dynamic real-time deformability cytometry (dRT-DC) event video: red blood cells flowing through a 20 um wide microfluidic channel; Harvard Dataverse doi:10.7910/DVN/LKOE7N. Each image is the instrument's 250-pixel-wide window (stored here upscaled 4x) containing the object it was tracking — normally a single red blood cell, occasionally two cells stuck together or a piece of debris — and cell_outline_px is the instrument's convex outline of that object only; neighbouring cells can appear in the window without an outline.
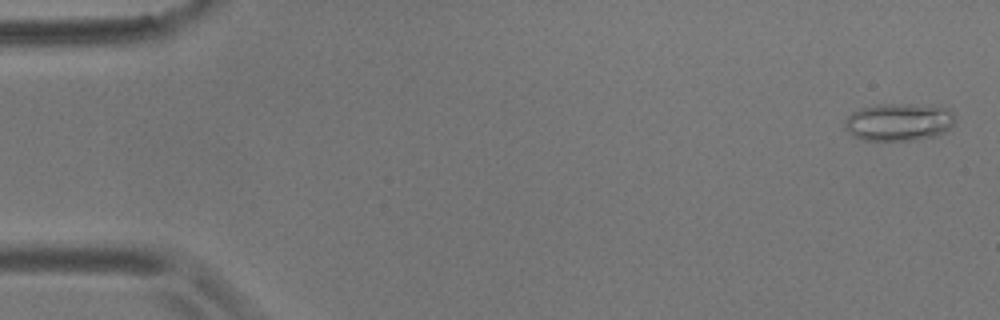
{"species": "common noctule bat (a hibernating species)", "species_latin": "Nyctalus noctula", "temperature_condition": "room temperature", "stored_images_in_passage": 55, "camera_frame_rate_fps": 3000, "um_per_image_px": 0.085, "animal": {"sex": "male", "body_mass_g": 17.9}, "frame": {"image": 1, "passage_image": 2, "time_ms": 0.333, "image_size_px": [1000, 320], "cell_outline_px": [[956, 120], [944, 132], [936, 136], [912, 140], [864, 140], [852, 136], [844, 128], [844, 120], [852, 112], [860, 108], [876, 104], [912, 104], [948, 108], [956, 116]], "centroid_in_image_um": [76.37, 10.37], "position_along_channel_um": 8.6, "area_um2": 24.33}}
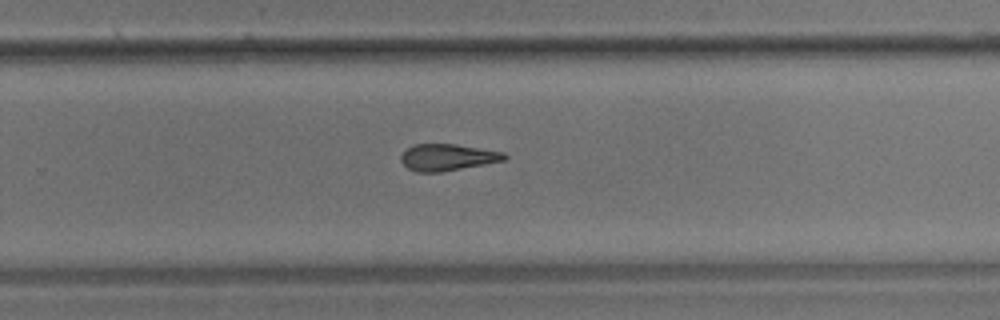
{"frame": {"image": 2, "passage_image": 36, "time_ms": 11.667, "image_size_px": [1000, 320], "cell_outline_px": [[508, 156], [504, 160], [484, 164], [440, 172], [416, 172], [408, 168], [400, 160], [400, 156], [412, 144], [456, 144], [504, 152]], "centroid_in_image_um": [38.02, 13.36], "position_along_channel_um": 291.8, "area_um2": 15.95}}
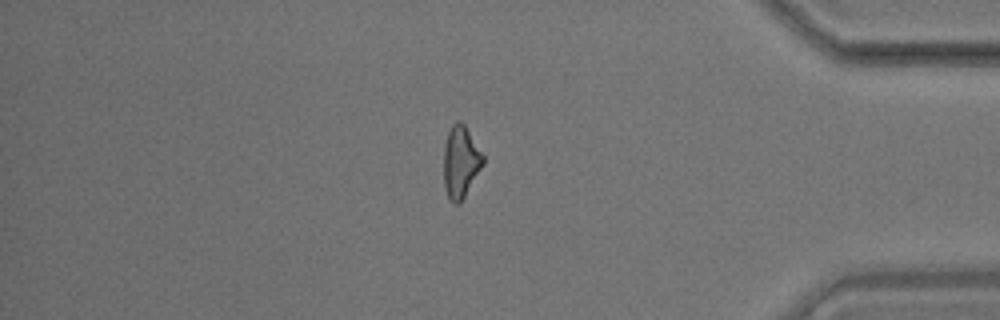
{"frame": {"image": 3, "passage_image": 47, "time_ms": 15.333, "image_size_px": [1000, 320], "cell_outline_px": [[484, 164], [460, 204], [452, 204], [444, 188], [444, 144], [448, 132], [452, 124], [456, 120], [460, 120], [464, 124], [484, 156]], "centroid_in_image_um": [39.15, 13.77], "position_along_channel_um": 396.1, "area_um2": 16.59}, "authors_computed_cell_mechanics": {"area_um2": 16.8776, "velocity_mm_per_s": 3.6679, "shape_relaxation_time_tau1_ms": null, "shape_relaxation_time_tau2_ms": 3.7342, "deformation_change_tau1": null, "deformation_change_tau2": 0.1367}}